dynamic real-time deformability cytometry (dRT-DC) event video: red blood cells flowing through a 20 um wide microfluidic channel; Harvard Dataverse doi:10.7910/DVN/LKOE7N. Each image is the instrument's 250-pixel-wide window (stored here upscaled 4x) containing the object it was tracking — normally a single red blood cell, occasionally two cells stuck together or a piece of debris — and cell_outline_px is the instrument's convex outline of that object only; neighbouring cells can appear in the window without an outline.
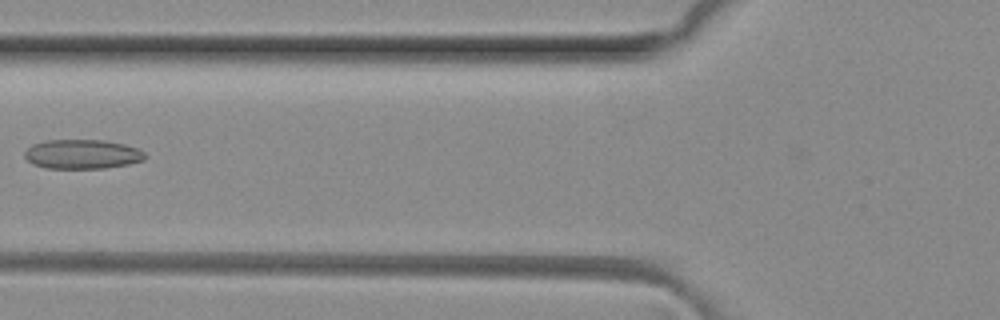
{"species": "common noctule bat (a hibernating species)", "species_latin": "Nyctalus noctula", "temperature_condition": "room temperature", "stored_images_in_passage": 5, "camera_frame_rate_fps": 3000, "um_per_image_px": 0.085, "animal": {"sex": "female", "body_mass_g": 29.2, "forearm_length_mm": 56.3}, "frame": {"image": 1, "passage_image": 5, "time_ms": 1.333, "image_size_px": [1000, 320], "cell_outline_px": [[148, 156], [144, 160], [128, 164], [104, 168], [44, 168], [32, 164], [24, 156], [24, 152], [32, 144], [44, 140], [104, 140], [124, 144], [136, 148], [144, 152]], "centroid_in_image_um": [6.98, 13.1], "position_along_channel_um": 118.8, "area_um2": 20.69}}